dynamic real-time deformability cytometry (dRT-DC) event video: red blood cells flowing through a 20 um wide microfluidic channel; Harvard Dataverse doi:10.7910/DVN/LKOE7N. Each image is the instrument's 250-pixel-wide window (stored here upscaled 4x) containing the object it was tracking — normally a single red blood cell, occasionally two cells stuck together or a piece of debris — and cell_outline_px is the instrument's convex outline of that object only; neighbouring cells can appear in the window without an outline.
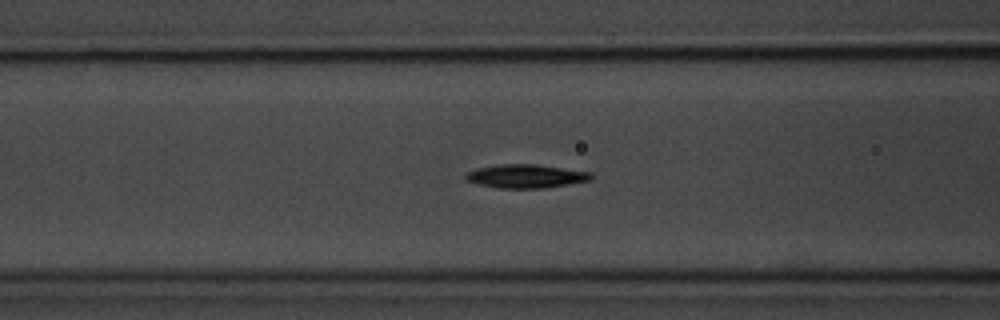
{"species": "common noctule bat (a hibernating species)", "species_latin": "Nyctalus noctula", "temperature_condition": "room temperature", "stored_images_in_passage": 56, "segment_of_instrument_passage": [1, 2], "camera_frame_rate_fps": 3000, "um_per_image_px": 0.085, "animal": {"sex": "male", "body_mass_g": 20.1, "forearm_length_mm": 53.5}, "frame": {"image": 1, "passage_image": 21, "time_ms": 6.667, "image_size_px": [1000, 320], "cell_outline_px": [[592, 180], [544, 188], [500, 188], [480, 184], [464, 180], [464, 176], [468, 172], [476, 168], [496, 164], [536, 164], [592, 172]], "centroid_in_image_um": [44.69, 14.97], "position_along_channel_um": 121.9, "area_um2": 17.28}}
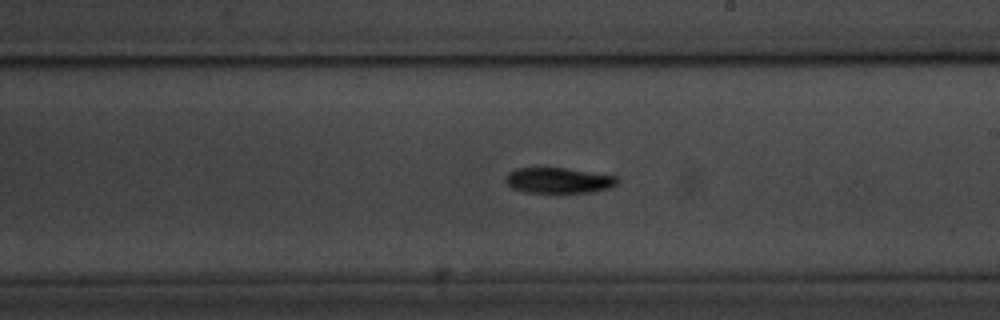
{"frame": {"image": 2, "passage_image": 31, "time_ms": 10.0, "image_size_px": [1000, 320], "cell_outline_px": [[620, 180], [616, 184], [608, 188], [592, 192], [524, 192], [512, 188], [504, 180], [504, 176], [508, 172], [516, 168], [568, 168], [620, 176]], "centroid_in_image_um": [47.49, 15.32], "position_along_channel_um": 241.5, "area_um2": 16.82}}
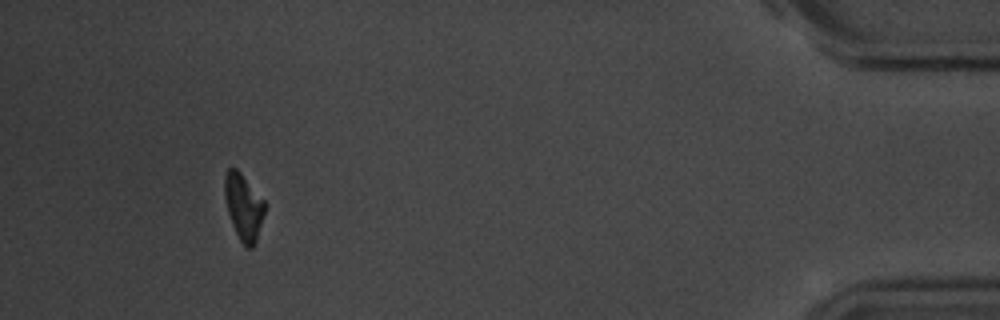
{"frame": {"image": 3, "passage_image": 51, "time_ms": 16.667, "image_size_px": [1000, 320], "cell_outline_px": [[268, 204], [256, 240], [252, 248], [244, 248], [232, 224], [228, 212], [224, 196], [224, 176], [228, 168], [236, 168], [240, 172]], "centroid_in_image_um": [20.72, 17.58], "position_along_channel_um": 414.5, "area_um2": 15.66}}